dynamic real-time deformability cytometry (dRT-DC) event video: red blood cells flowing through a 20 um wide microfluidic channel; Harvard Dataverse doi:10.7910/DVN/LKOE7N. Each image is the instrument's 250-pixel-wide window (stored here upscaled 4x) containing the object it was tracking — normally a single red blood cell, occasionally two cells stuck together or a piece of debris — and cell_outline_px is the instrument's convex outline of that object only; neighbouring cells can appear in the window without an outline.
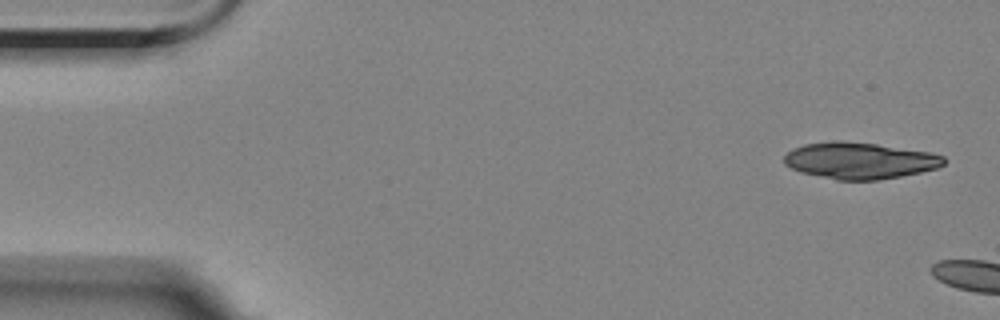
{"species": "Egyptian fruit bat (a non-hibernating species)", "species_latin": "Rousettus aegyptiacus", "temperature_condition": "room temperature", "stored_images_in_passage": 3, "camera_frame_rate_fps": 3000, "um_per_image_px": 0.085, "animal": {"sex": "female"}, "frame": {"image": 1, "passage_image": 1, "time_ms": 0.0, "image_size_px": [1000, 320], "cell_outline_px": [[944, 164], [936, 168], [920, 172], [900, 176], [876, 180], [836, 180], [800, 172], [784, 164], [784, 156], [792, 148], [804, 144], [832, 140], [844, 140], [876, 144], [932, 152], [944, 156]], "centroid_in_image_um": [73.04, 13.64], "position_along_channel_um": 12.0, "area_um2": 34.1}}